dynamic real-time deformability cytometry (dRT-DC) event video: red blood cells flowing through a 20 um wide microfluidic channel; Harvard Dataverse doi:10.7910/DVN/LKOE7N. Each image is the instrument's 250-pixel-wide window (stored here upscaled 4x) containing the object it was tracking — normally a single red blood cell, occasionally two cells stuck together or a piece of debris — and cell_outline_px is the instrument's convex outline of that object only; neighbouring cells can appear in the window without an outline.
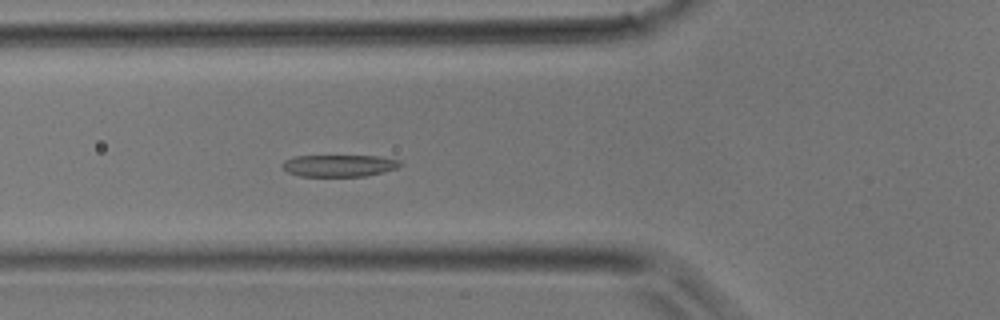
{"species": "common noctule bat (a hibernating species)", "species_latin": "Nyctalus noctula", "temperature_condition": "room temperature", "stored_images_in_passage": 28, "camera_frame_rate_fps": 3000, "um_per_image_px": 0.085, "animal": {"sex": "male", "body_mass_g": 17.9}, "frame": {"image": 1, "passage_image": 3, "time_ms": 0.667, "image_size_px": [1000, 320], "cell_outline_px": [[400, 164], [396, 168], [364, 176], [300, 176], [288, 172], [280, 164], [284, 160], [292, 156], [380, 156], [400, 160]], "centroid_in_image_um": [28.77, 14.07], "position_along_channel_um": 97.0, "area_um2": 14.91}}
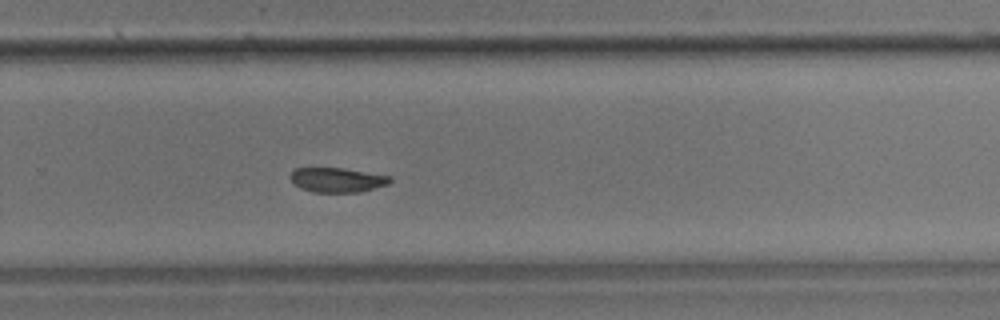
{"frame": {"image": 2, "passage_image": 15, "time_ms": 4.667, "image_size_px": [1000, 320], "cell_outline_px": [[392, 180], [388, 184], [360, 192], [312, 192], [300, 188], [292, 184], [288, 176], [292, 168], [344, 168], [392, 176]], "centroid_in_image_um": [28.6, 15.29], "position_along_channel_um": 301.2, "area_um2": 14.57}}
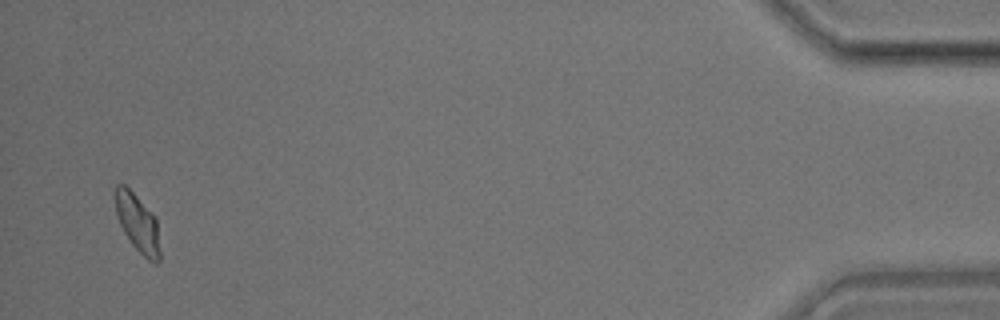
{"frame": {"image": 3, "passage_image": 27, "time_ms": 8.667, "image_size_px": [1000, 320], "cell_outline_px": [[160, 260], [156, 264], [152, 264], [132, 244], [124, 232], [120, 224], [116, 212], [112, 196], [112, 188], [116, 184], [124, 184], [156, 216], [160, 252]], "centroid_in_image_um": [11.66, 18.92], "position_along_channel_um": 423.5, "area_um2": 15.43}}